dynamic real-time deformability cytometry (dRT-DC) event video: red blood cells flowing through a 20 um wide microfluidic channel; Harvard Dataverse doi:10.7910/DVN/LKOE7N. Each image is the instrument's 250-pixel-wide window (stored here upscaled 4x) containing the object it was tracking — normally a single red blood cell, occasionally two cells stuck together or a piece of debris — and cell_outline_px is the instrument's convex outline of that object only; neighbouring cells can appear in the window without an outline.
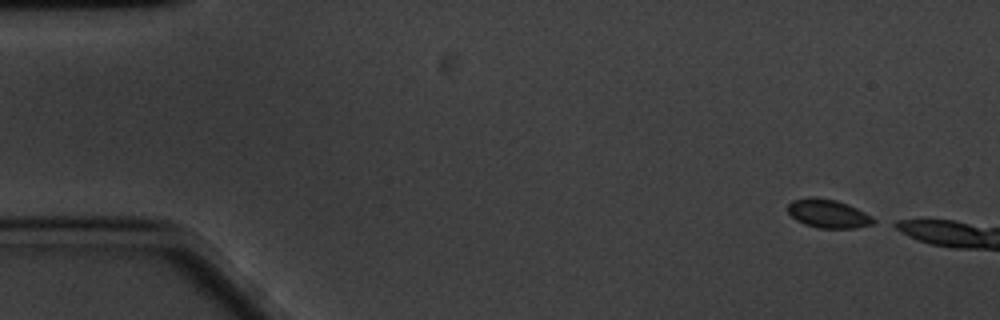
{"species": "common noctule bat (a hibernating species)", "species_latin": "Nyctalus noctula", "temperature_condition": "cold", "stored_images_in_passage": 7, "camera_frame_rate_fps": 3000, "um_per_image_px": 0.085, "animal": {"sex": "male", "body_mass_g": 20.1, "forearm_length_mm": 53.5}, "frame": {"image": 1, "passage_image": 1, "time_ms": 0.0, "image_size_px": [1000, 320], "cell_outline_px": [[880, 220], [872, 224], [856, 228], [820, 228], [804, 224], [796, 220], [788, 212], [788, 204], [792, 200], [812, 196], [816, 196], [836, 200], [848, 204]], "centroid_in_image_um": [70.41, 18.15], "position_along_channel_um": 14.6, "area_um2": 14.45}}